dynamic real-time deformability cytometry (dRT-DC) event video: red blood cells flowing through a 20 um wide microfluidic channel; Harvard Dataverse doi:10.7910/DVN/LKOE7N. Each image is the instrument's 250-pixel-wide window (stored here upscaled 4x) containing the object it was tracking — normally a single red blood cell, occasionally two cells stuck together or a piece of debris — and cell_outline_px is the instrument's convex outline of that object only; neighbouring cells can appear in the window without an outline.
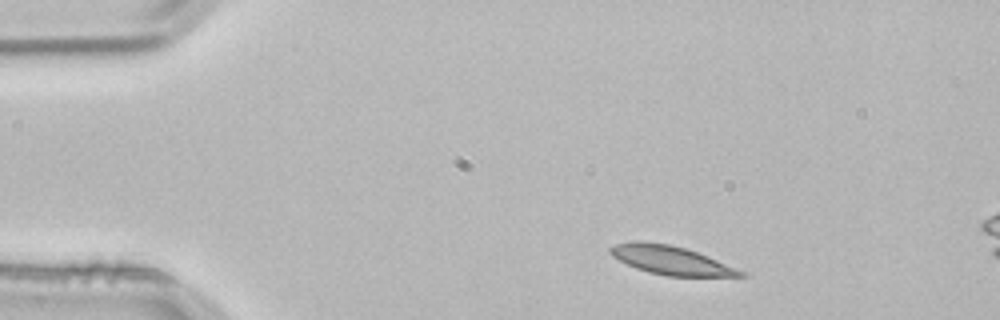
{"species": "common noctule bat (a hibernating species)", "species_latin": "Nyctalus noctula", "temperature_condition": "room temperature", "stored_images_in_passage": 3, "camera_frame_rate_fps": 3000, "um_per_image_px": 0.085, "animal": {"sex": "male", "body_mass_g": 21.5, "forearm_length_mm": 52.0}, "frame": {"image": 1, "passage_image": 1, "time_ms": 0.0, "image_size_px": [1000, 320], "cell_outline_px": [[748, 276], [668, 276], [648, 272], [636, 268], [612, 256], [608, 252], [608, 248], [616, 244], [632, 240], [640, 240], [668, 244], [684, 248], [708, 256], [736, 268], [744, 272]], "centroid_in_image_um": [56.97, 22.1], "position_along_channel_um": 28.0, "area_um2": 21.62}}